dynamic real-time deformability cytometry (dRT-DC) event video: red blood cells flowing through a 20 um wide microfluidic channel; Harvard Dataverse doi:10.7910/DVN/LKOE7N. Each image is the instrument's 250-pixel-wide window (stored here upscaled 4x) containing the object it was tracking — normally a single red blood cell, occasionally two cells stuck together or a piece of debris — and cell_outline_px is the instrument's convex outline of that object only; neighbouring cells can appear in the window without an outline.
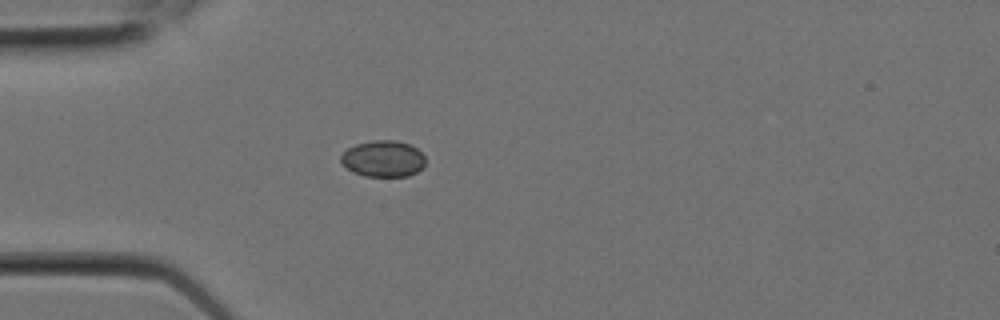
{"species": "Egyptian fruit bat (a non-hibernating species)", "species_latin": "Rousettus aegyptiacus", "temperature_condition": "room temperature", "stored_images_in_passage": 11, "camera_frame_rate_fps": 3000, "um_per_image_px": 0.085, "animal": {"sex": "female"}, "frame": {"image": 1, "passage_image": 5, "time_ms": 1.333, "image_size_px": [1000, 320], "cell_outline_px": [[424, 164], [416, 172], [408, 176], [364, 176], [352, 172], [340, 164], [340, 156], [348, 148], [356, 144], [372, 140], [396, 140], [408, 144], [416, 148], [424, 156]], "centroid_in_image_um": [32.52, 13.49], "position_along_channel_um": 52.5, "area_um2": 17.92}}
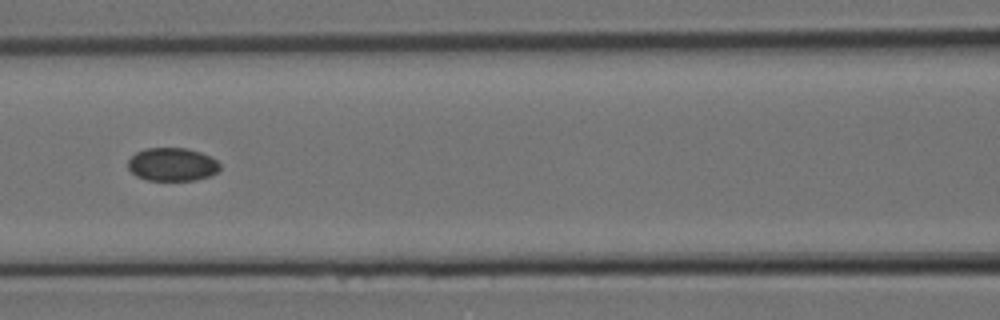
{"frame": {"image": 2, "passage_image": 8, "time_ms": 2.333, "image_size_px": [1000, 320], "cell_outline_px": [[220, 168], [212, 176], [196, 180], [148, 180], [136, 176], [128, 168], [128, 160], [136, 152], [144, 148], [188, 148], [200, 152], [216, 160], [220, 164]], "centroid_in_image_um": [14.64, 13.97], "position_along_channel_um": 152.0, "area_um2": 17.86}}
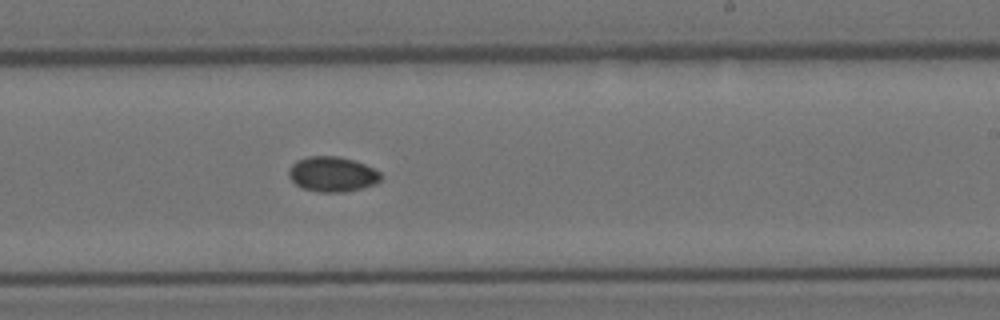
{"frame": {"image": 3, "passage_image": 11, "time_ms": 3.333, "image_size_px": [1000, 320], "cell_outline_px": [[384, 176], [376, 184], [344, 192], [320, 192], [304, 188], [296, 184], [288, 176], [288, 172], [292, 164], [296, 160], [308, 156], [336, 156], [352, 160], [364, 164], [380, 172]], "centroid_in_image_um": [28.25, 14.8], "position_along_channel_um": 260.7, "area_um2": 18.73}}